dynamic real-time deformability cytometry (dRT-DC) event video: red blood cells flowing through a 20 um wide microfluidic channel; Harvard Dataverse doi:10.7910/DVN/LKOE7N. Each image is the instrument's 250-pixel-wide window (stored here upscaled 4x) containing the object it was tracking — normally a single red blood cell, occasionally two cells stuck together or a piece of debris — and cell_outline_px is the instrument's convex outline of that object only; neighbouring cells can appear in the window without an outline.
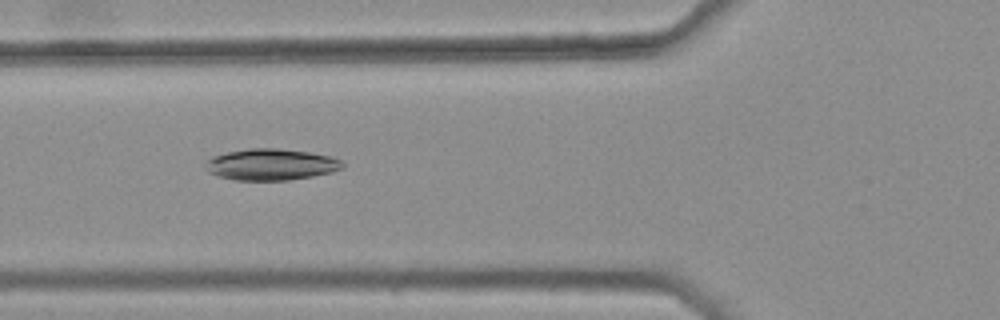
{"species": "common noctule bat (a hibernating species)", "species_latin": "Nyctalus noctula", "temperature_condition": "warm", "stored_images_in_passage": 46, "camera_frame_rate_fps": 3000, "um_per_image_px": 0.085, "animal": {"sex": "female", "body_mass_g": 25.1}, "frame": {"image": 1, "passage_image": 19, "time_ms": 6.0, "image_size_px": [1000, 320], "cell_outline_px": [[344, 168], [332, 172], [312, 176], [288, 180], [236, 180], [220, 176], [208, 172], [204, 168], [204, 164], [212, 156], [228, 152], [248, 148], [276, 148], [308, 152], [332, 156], [340, 160], [344, 164]], "centroid_in_image_um": [23.04, 13.98], "position_along_channel_um": 102.8, "area_um2": 25.09}}
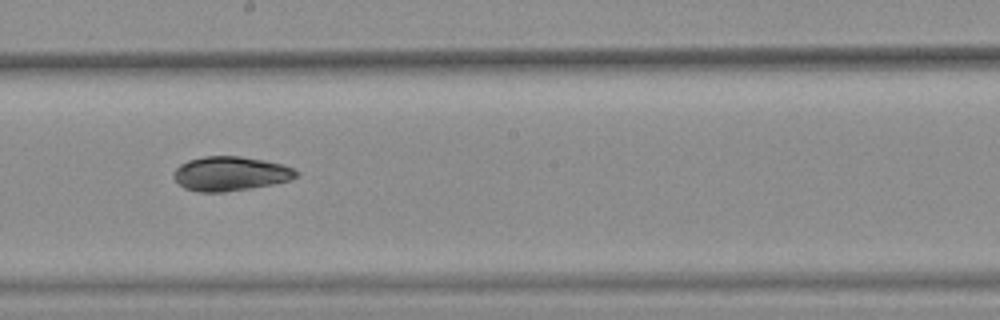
{"frame": {"image": 2, "passage_image": 29, "time_ms": 9.333, "image_size_px": [1000, 320], "cell_outline_px": [[300, 172], [296, 176], [288, 180], [272, 184], [224, 192], [200, 192], [184, 188], [172, 176], [172, 172], [180, 164], [188, 160], [204, 156], [240, 156], [264, 160], [284, 164]], "centroid_in_image_um": [19.56, 14.75], "position_along_channel_um": 228.6, "area_um2": 24.45}}
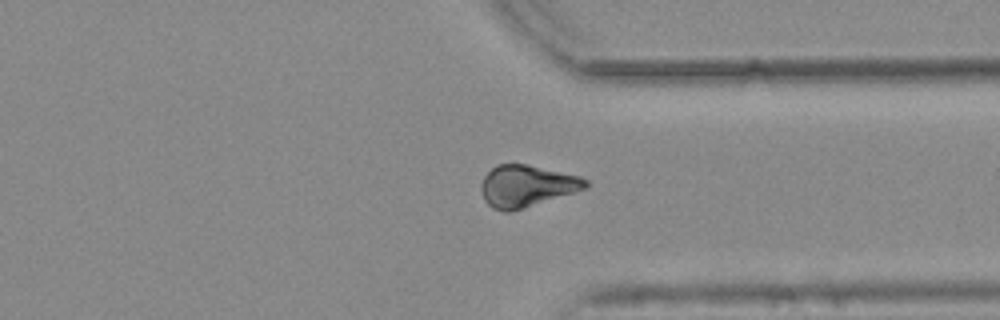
{"frame": {"image": 3, "passage_image": 40, "time_ms": 13.0, "image_size_px": [1000, 320], "cell_outline_px": [[588, 188], [576, 192], [524, 208], [508, 212], [504, 212], [492, 208], [484, 200], [480, 188], [480, 184], [484, 176], [496, 164], [528, 164], [580, 176], [588, 180]], "centroid_in_image_um": [44.76, 15.81], "position_along_channel_um": 366.6, "area_um2": 25.61}, "authors_computed_cell_mechanics": {"area_um2": 25.5476, "velocity_mm_per_s": 3.778, "shape_relaxation_time_tau1_ms": 3.4512, "shape_relaxation_time_tau2_ms": null, "deformation_change_tau1": 0.0999, "deformation_change_tau2": null}}